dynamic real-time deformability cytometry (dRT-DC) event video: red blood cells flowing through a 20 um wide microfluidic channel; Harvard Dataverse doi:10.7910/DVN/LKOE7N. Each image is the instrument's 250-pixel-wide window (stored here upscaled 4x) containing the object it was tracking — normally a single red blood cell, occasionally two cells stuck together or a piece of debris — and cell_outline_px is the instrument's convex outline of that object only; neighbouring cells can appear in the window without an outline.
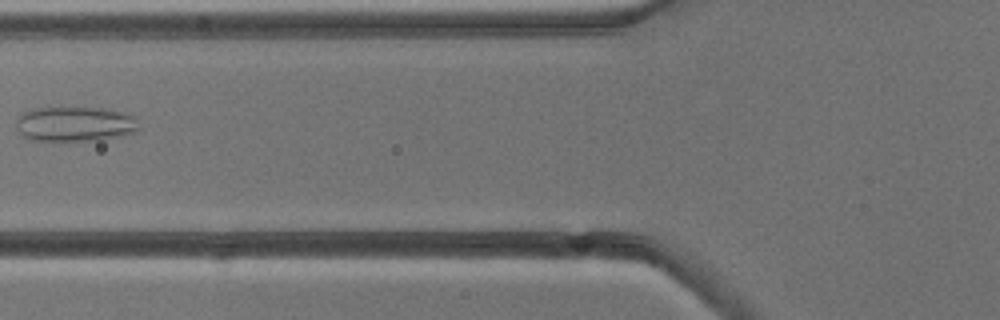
{"species": "common noctule bat (a hibernating species)", "species_latin": "Nyctalus noctula", "temperature_condition": "cold", "stored_images_in_passage": 7, "camera_frame_rate_fps": 3000, "um_per_image_px": 0.085, "animal": {"sex": "male", "body_mass_g": 13.3}, "frame": {"image": 1, "passage_image": 5, "time_ms": 5.667, "image_size_px": [1000, 320], "cell_outline_px": [[140, 128], [136, 132], [100, 140], [32, 140], [24, 136], [16, 128], [16, 120], [24, 112], [32, 108], [100, 108], [120, 112], [132, 116], [136, 120]], "centroid_in_image_um": [6.36, 10.54], "position_along_channel_um": 119.4, "area_um2": 24.62}}